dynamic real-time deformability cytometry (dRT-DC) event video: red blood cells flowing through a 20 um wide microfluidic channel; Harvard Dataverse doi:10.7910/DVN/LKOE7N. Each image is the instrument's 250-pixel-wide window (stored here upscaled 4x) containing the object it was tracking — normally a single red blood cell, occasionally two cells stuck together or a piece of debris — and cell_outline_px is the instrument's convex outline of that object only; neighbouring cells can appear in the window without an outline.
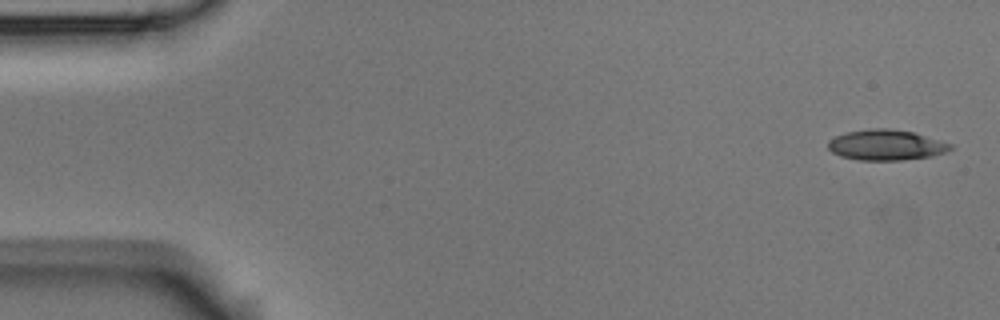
{"species": "Egyptian fruit bat (a non-hibernating species)", "species_latin": "Rousettus aegyptiacus", "temperature_condition": "room temperature", "stored_images_in_passage": 4, "camera_frame_rate_fps": 3000, "um_per_image_px": 0.085, "animal": {"sex": "male"}, "frame": {"image": 1, "passage_image": 1, "time_ms": 0.0, "image_size_px": [1000, 320], "cell_outline_px": [[952, 148], [944, 152], [932, 156], [900, 160], [860, 160], [840, 156], [832, 152], [828, 148], [828, 140], [836, 136], [848, 132], [868, 128], [888, 128], [912, 132], [952, 144]], "centroid_in_image_um": [75.28, 12.32], "position_along_channel_um": 9.7, "area_um2": 21.56}}